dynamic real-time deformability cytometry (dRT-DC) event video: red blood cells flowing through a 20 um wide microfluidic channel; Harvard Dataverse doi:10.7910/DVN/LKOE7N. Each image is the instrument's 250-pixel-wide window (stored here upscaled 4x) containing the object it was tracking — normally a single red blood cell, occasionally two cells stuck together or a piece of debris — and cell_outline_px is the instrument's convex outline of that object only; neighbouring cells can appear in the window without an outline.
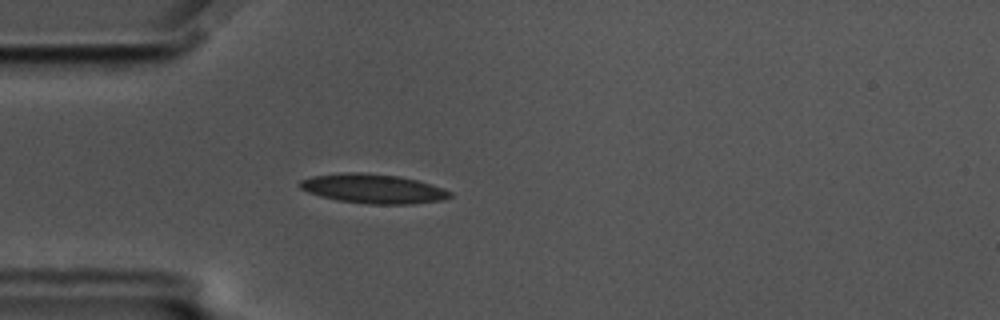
{"species": "common noctule bat (a hibernating species)", "species_latin": "Nyctalus noctula", "temperature_condition": "cold", "stored_images_in_passage": 35, "camera_frame_rate_fps": 3000, "um_per_image_px": 0.085, "animal": {"sex": "male", "body_mass_g": 17.5, "forearm_length_mm": 52.3}, "frame": {"image": 1, "passage_image": 1, "time_ms": 0.0, "image_size_px": [1000, 320], "cell_outline_px": [[452, 196], [440, 200], [412, 204], [368, 204], [336, 200], [320, 196], [308, 192], [300, 188], [300, 180], [312, 176], [344, 172], [360, 172], [400, 176], [432, 184], [452, 192]], "centroid_in_image_um": [31.7, 16.03], "position_along_channel_um": 53.3, "area_um2": 25.66}}
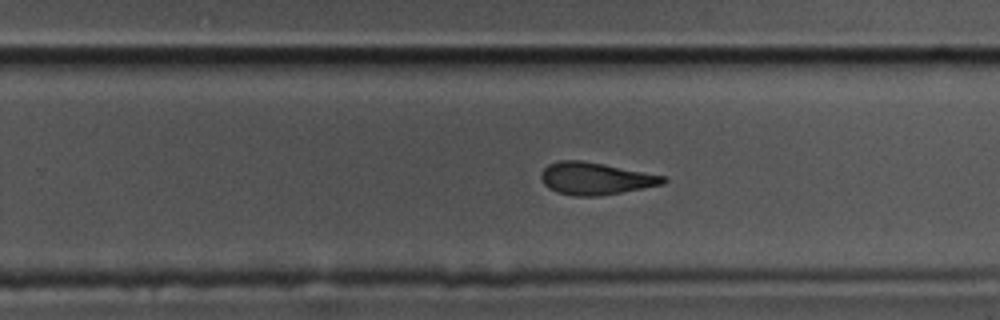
{"frame": {"image": 2, "passage_image": 21, "time_ms": 6.667, "image_size_px": [1000, 320], "cell_outline_px": [[668, 180], [664, 184], [600, 196], [572, 196], [556, 192], [548, 188], [544, 184], [540, 176], [544, 168], [548, 164], [560, 160], [580, 160], [604, 164], [664, 176]], "centroid_in_image_um": [50.58, 15.18], "position_along_channel_um": 279.2, "area_um2": 22.89}}
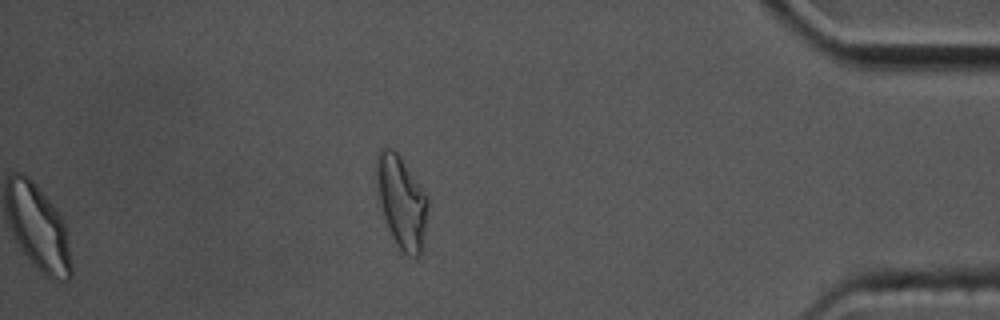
{"frame": {"image": 3, "passage_image": 35, "time_ms": 11.333, "image_size_px": [1000, 320], "cell_outline_px": [[428, 216], [420, 256], [408, 256], [396, 244], [392, 236], [384, 216], [380, 204], [376, 184], [376, 156], [380, 148], [392, 148], [400, 156], [428, 196]], "centroid_in_image_um": [34.14, 17.13], "position_along_channel_um": 401.1, "area_um2": 27.57}, "authors_computed_cell_mechanics": {"area_um2": 23.987, "velocity_mm_per_s": 3.4933, "shape_relaxation_time_tau1_ms": 4.8868, "shape_relaxation_time_tau2_ms": 2.9592, "deformation_change_tau1": 0.1431, "deformation_change_tau2": 0.1015}}